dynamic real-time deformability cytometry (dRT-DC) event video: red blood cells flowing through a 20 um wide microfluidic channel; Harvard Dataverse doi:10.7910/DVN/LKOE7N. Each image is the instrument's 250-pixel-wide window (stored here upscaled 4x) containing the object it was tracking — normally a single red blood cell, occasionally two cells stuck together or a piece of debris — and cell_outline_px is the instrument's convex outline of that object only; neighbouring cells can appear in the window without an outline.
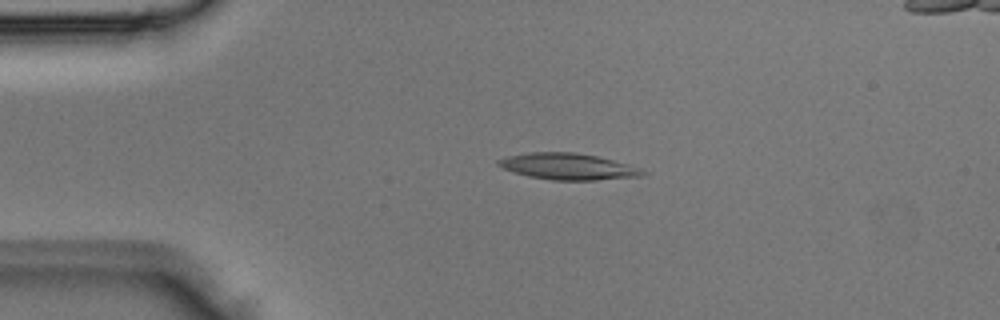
{"species": "Egyptian fruit bat (a non-hibernating species)", "species_latin": "Rousettus aegyptiacus", "temperature_condition": "room temperature", "stored_images_in_passage": 4, "camera_frame_rate_fps": 3000, "um_per_image_px": 0.085, "animal": {"sex": "male"}, "frame": {"image": 1, "passage_image": 3, "time_ms": 0.667, "image_size_px": [1000, 320], "cell_outline_px": [[648, 172], [644, 176], [596, 180], [552, 180], [528, 176], [504, 168], [496, 164], [496, 160], [508, 156], [532, 152], [572, 152], [596, 156], [628, 164], [640, 168]], "centroid_in_image_um": [48.31, 14.16], "position_along_channel_um": 36.7, "area_um2": 22.02}}